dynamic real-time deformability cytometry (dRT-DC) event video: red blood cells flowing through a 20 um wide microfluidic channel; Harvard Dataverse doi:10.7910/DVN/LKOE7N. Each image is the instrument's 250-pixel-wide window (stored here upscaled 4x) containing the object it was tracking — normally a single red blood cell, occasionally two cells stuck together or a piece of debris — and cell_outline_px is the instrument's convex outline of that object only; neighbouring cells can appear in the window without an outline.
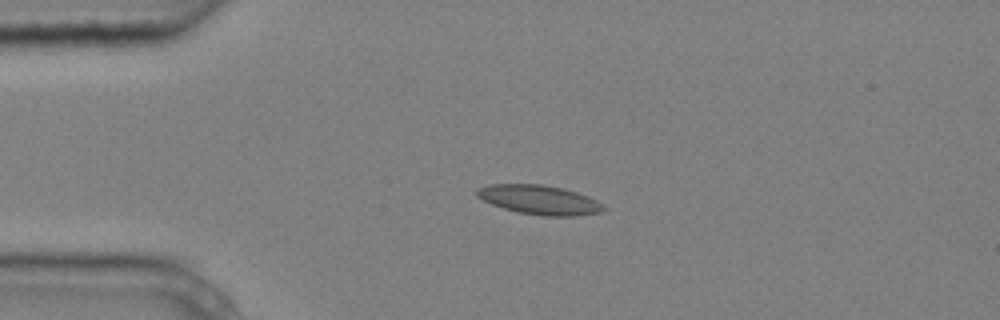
{"species": "common noctule bat (a hibernating species)", "species_latin": "Nyctalus noctula", "temperature_condition": "cold", "stored_images_in_passage": 5, "camera_frame_rate_fps": 3000, "um_per_image_px": 0.085, "animal": {"sex": "male", "body_mass_g": 20.4}, "frame": {"image": 1, "passage_image": 3, "time_ms": 0.667, "image_size_px": [1000, 320], "cell_outline_px": [[608, 208], [604, 212], [572, 216], [544, 216], [520, 212], [504, 208], [492, 204], [476, 196], [476, 188], [492, 184], [540, 184], [564, 188], [588, 196], [596, 200]], "centroid_in_image_um": [45.88, 16.98], "position_along_channel_um": 39.1, "area_um2": 21.62}}
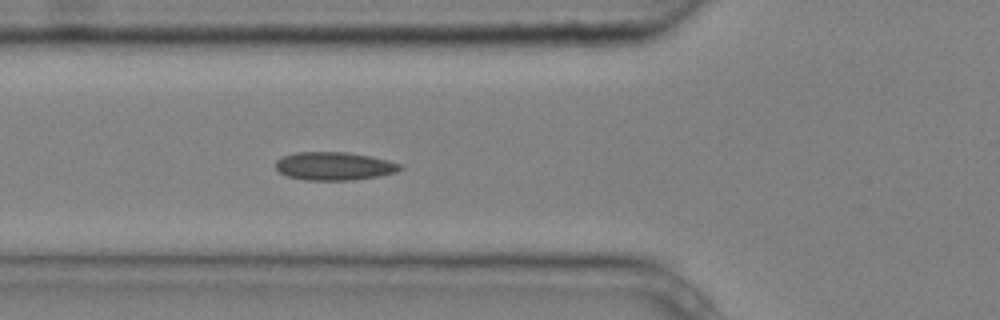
{"frame": {"image": 2, "passage_image": 5, "time_ms": 1.333, "image_size_px": [1000, 320], "cell_outline_px": [[404, 168], [396, 172], [376, 176], [352, 180], [304, 180], [288, 176], [280, 172], [276, 168], [276, 160], [284, 156], [296, 152], [348, 152], [388, 160], [400, 164]], "centroid_in_image_um": [28.4, 14.12], "position_along_channel_um": 97.4, "area_um2": 20.29}}